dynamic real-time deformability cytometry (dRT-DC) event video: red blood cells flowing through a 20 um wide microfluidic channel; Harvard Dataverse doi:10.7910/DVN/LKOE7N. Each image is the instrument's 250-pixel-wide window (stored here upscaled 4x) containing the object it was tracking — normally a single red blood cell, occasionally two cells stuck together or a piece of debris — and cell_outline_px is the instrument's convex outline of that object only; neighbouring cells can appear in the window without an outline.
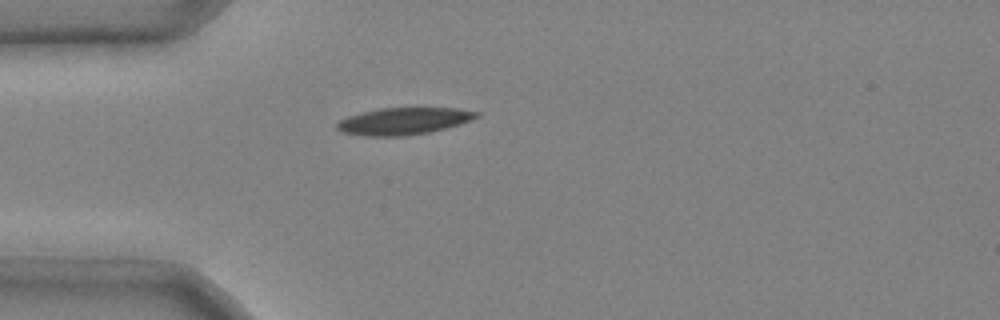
{"species": "common noctule bat (a hibernating species)", "species_latin": "Nyctalus noctula", "temperature_condition": "cold", "stored_images_in_passage": 1, "camera_frame_rate_fps": 3000, "um_per_image_px": 0.085, "animal": {"sex": "male", "body_mass_g": 20.4}, "frame": {"image": 1, "passage_image": 1, "time_ms": 0.0, "image_size_px": [1000, 320], "cell_outline_px": [[480, 116], [460, 124], [428, 132], [404, 136], [364, 136], [340, 132], [336, 128], [336, 124], [340, 120], [348, 116], [380, 108], [460, 108], [480, 112]], "centroid_in_image_um": [34.31, 10.29], "position_along_channel_um": 50.7, "area_um2": 21.91}}